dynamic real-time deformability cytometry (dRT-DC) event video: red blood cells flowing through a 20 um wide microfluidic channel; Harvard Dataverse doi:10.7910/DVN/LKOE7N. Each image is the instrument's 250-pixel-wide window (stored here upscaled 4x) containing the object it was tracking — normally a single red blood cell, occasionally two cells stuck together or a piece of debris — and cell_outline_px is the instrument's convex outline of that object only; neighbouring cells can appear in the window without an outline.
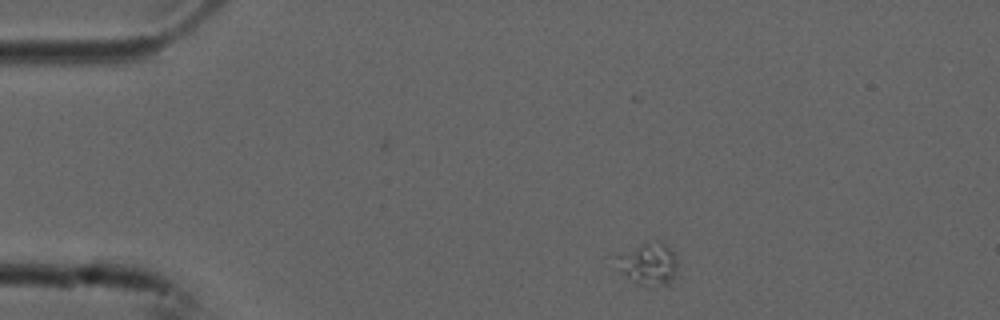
{"species": "common noctule bat (a hibernating species)", "species_latin": "Nyctalus noctula", "temperature_condition": "cold", "stored_images_in_passage": 2, "camera_frame_rate_fps": 3000, "um_per_image_px": 0.085, "animal": {"sex": "male", "forearm_length_mm": 52.5}, "frame": {"image": 1, "passage_image": 2, "time_ms": 0.333, "image_size_px": [1000, 320], "cell_outline_px": [[676, 276], [668, 288], [636, 284], [624, 276], [616, 268], [616, 256], [640, 244], [660, 240], [676, 256]], "centroid_in_image_um": [55.12, 22.5], "position_along_channel_um": 29.9, "area_um2": 15.43}}